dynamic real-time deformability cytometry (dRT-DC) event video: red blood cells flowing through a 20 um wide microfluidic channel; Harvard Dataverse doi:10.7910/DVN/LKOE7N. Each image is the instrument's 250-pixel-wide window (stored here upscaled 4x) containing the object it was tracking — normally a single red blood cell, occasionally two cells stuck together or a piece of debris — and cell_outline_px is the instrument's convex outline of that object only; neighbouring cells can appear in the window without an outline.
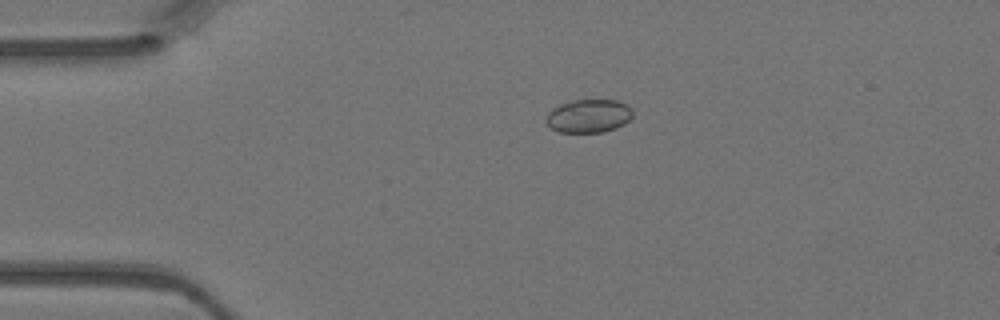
{"species": "Egyptian fruit bat (a non-hibernating species)", "species_latin": "Rousettus aegyptiacus", "temperature_condition": "warm", "stored_images_in_passage": 2, "camera_frame_rate_fps": 3000, "um_per_image_px": 0.085, "animal": {"sex": "female"}, "frame": {"image": 1, "passage_image": 1, "time_ms": 0.0, "image_size_px": [1000, 320], "cell_outline_px": [[632, 116], [624, 124], [616, 128], [604, 132], [560, 132], [552, 128], [544, 120], [548, 112], [552, 108], [560, 104], [572, 100], [616, 100], [628, 104], [632, 108]], "centroid_in_image_um": [50.04, 9.85], "position_along_channel_um": 35.0, "area_um2": 16.94}}